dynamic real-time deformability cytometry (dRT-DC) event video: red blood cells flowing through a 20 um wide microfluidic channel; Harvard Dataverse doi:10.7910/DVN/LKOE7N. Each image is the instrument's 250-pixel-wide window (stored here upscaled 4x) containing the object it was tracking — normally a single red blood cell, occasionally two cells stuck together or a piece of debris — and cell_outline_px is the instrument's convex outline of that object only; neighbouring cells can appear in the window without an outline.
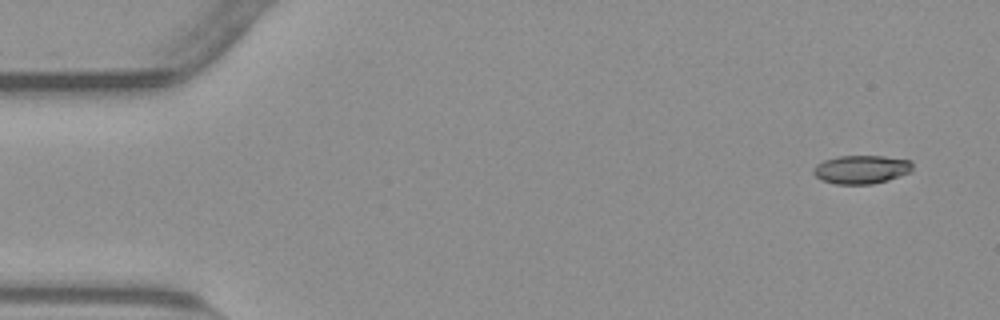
{"species": "common noctule bat (a hibernating species)", "species_latin": "Nyctalus noctula", "temperature_condition": "warm", "stored_images_in_passage": 52, "camera_frame_rate_fps": 3000, "um_per_image_px": 0.085, "animal": {"sex": "male", "body_mass_g": 23.1, "forearm_length_mm": 52.7}, "frame": {"image": 1, "passage_image": 1, "time_ms": 0.0, "image_size_px": [1000, 320], "cell_outline_px": [[912, 172], [888, 180], [872, 184], [836, 184], [820, 180], [812, 172], [812, 168], [816, 164], [824, 160], [840, 156], [884, 156], [912, 160]], "centroid_in_image_um": [73.22, 14.4], "position_along_channel_um": 11.8, "area_um2": 16.65}}
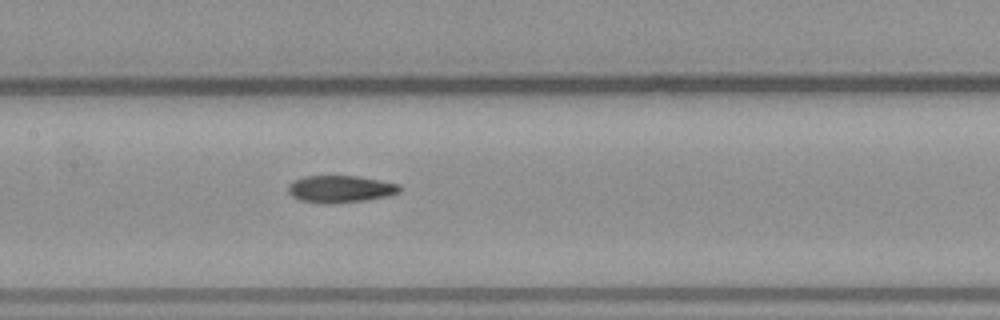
{"frame": {"image": 2, "passage_image": 24, "time_ms": 7.667, "image_size_px": [1000, 320], "cell_outline_px": [[400, 192], [388, 196], [368, 200], [332, 204], [328, 204], [300, 200], [292, 196], [288, 192], [288, 184], [292, 180], [304, 176], [356, 176], [380, 180], [400, 184]], "centroid_in_image_um": [28.92, 16.07], "position_along_channel_um": 178.5, "area_um2": 17.8}}
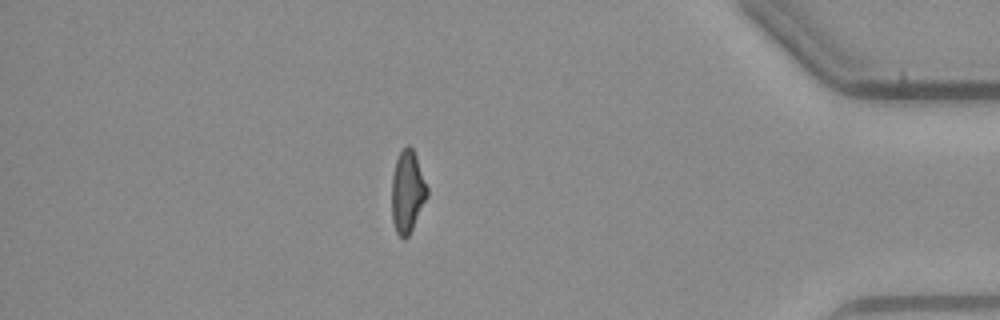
{"frame": {"image": 3, "passage_image": 45, "time_ms": 14.667, "image_size_px": [1000, 320], "cell_outline_px": [[428, 196], [408, 236], [400, 236], [396, 232], [392, 220], [392, 176], [396, 160], [400, 152], [408, 144], [412, 148], [416, 156], [428, 188]], "centroid_in_image_um": [34.63, 16.28], "position_along_channel_um": 400.6, "area_um2": 16.7}, "authors_computed_cell_mechanics": {"area_um2": 17.34, "velocity_mm_per_s": 3.7938, "shape_relaxation_time_tau1_ms": null, "shape_relaxation_time_tau2_ms": 5.1548, "deformation_change_tau1": null, "deformation_change_tau2": 0.135}}